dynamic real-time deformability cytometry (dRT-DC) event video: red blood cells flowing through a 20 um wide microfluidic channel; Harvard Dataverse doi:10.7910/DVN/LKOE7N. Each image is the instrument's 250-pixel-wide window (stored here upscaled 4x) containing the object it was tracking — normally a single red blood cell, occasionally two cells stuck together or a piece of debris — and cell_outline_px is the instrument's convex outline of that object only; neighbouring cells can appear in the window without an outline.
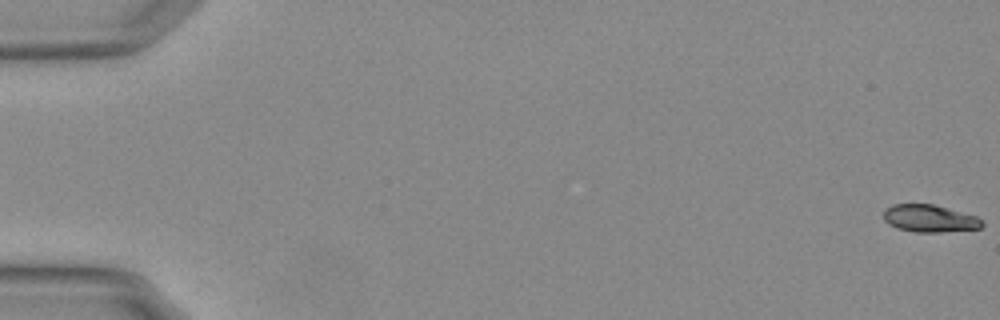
{"species": "Egyptian fruit bat (a non-hibernating species)", "species_latin": "Rousettus aegyptiacus", "temperature_condition": "warm", "stored_images_in_passage": 56, "camera_frame_rate_fps": 3000, "um_per_image_px": 0.085, "animal": {"sex": "female"}, "frame": {"image": 1, "passage_image": 1, "time_ms": 0.0, "image_size_px": [1000, 320], "cell_outline_px": [[984, 224], [980, 228], [940, 232], [916, 232], [900, 228], [888, 224], [884, 220], [884, 208], [892, 204], [932, 204], [976, 216]], "centroid_in_image_um": [78.98, 18.56], "position_along_channel_um": 6.0, "area_um2": 15.49}}
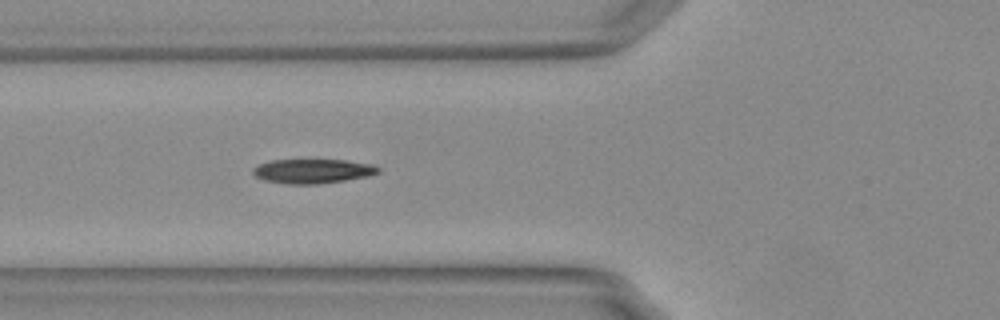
{"frame": {"image": 2, "passage_image": 22, "time_ms": 7.0, "image_size_px": [1000, 320], "cell_outline_px": [[380, 172], [368, 176], [320, 184], [284, 184], [264, 180], [256, 176], [252, 172], [252, 168], [260, 164], [272, 160], [344, 160], [372, 164], [380, 168]], "centroid_in_image_um": [26.57, 14.55], "position_along_channel_um": 99.2, "area_um2": 17.74}}
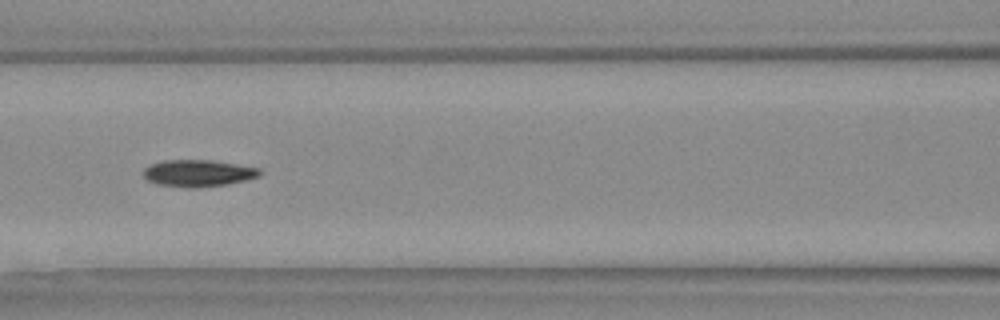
{"frame": {"image": 3, "passage_image": 26, "time_ms": 8.333, "image_size_px": [1000, 320], "cell_outline_px": [[260, 176], [244, 180], [224, 184], [196, 188], [188, 188], [156, 184], [144, 180], [144, 168], [148, 164], [164, 160], [212, 160], [260, 168]], "centroid_in_image_um": [16.77, 14.72], "position_along_channel_um": 149.8, "area_um2": 18.26}, "authors_computed_cell_mechanics": {"area_um2": 17.1666, "velocity_mm_per_s": 3.767, "shape_relaxation_time_tau1_ms": 4.7434, "shape_relaxation_time_tau2_ms": null, "deformation_change_tau1": 0.1269, "deformation_change_tau2": null}}